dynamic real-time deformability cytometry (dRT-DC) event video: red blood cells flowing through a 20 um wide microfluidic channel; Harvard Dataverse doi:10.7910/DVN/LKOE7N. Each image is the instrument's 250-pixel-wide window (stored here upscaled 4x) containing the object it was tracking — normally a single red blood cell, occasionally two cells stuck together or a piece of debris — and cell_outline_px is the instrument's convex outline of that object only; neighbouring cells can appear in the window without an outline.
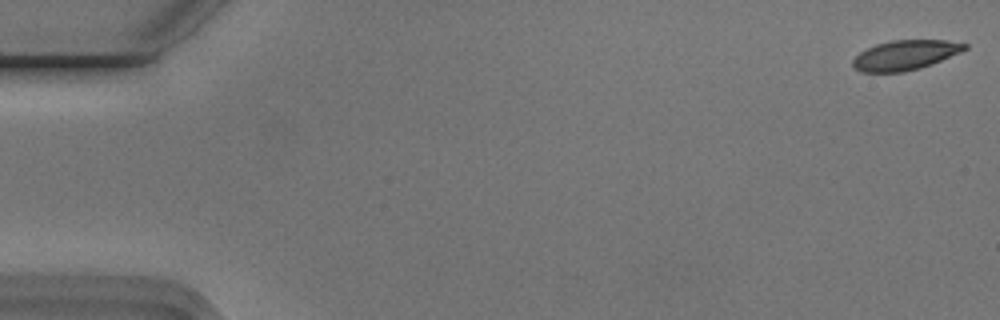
{"species": "Egyptian fruit bat (a non-hibernating species)", "species_latin": "Rousettus aegyptiacus", "temperature_condition": "cold", "stored_images_in_passage": 17, "camera_frame_rate_fps": 3000, "um_per_image_px": 0.085, "animal": {"sex": "male"}, "frame": {"image": 1, "passage_image": 1, "time_ms": 0.0, "image_size_px": [1000, 320], "cell_outline_px": [[968, 48], [960, 52], [932, 64], [920, 68], [904, 72], [860, 72], [852, 68], [852, 60], [860, 52], [876, 44], [892, 40], [944, 40], [968, 44]], "centroid_in_image_um": [76.91, 4.69], "position_along_channel_um": 8.1, "area_um2": 19.42}}
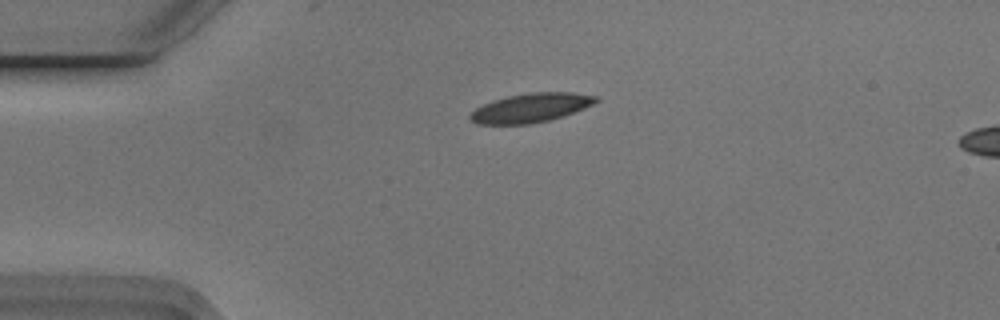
{"frame": {"image": 2, "passage_image": 13, "time_ms": 4.0, "image_size_px": [1000, 320], "cell_outline_px": [[600, 100], [584, 108], [548, 120], [528, 124], [476, 124], [468, 120], [468, 116], [476, 108], [492, 100], [508, 96], [532, 92], [572, 92], [596, 96]], "centroid_in_image_um": [45.07, 9.16], "position_along_channel_um": 39.9, "area_um2": 21.1}}